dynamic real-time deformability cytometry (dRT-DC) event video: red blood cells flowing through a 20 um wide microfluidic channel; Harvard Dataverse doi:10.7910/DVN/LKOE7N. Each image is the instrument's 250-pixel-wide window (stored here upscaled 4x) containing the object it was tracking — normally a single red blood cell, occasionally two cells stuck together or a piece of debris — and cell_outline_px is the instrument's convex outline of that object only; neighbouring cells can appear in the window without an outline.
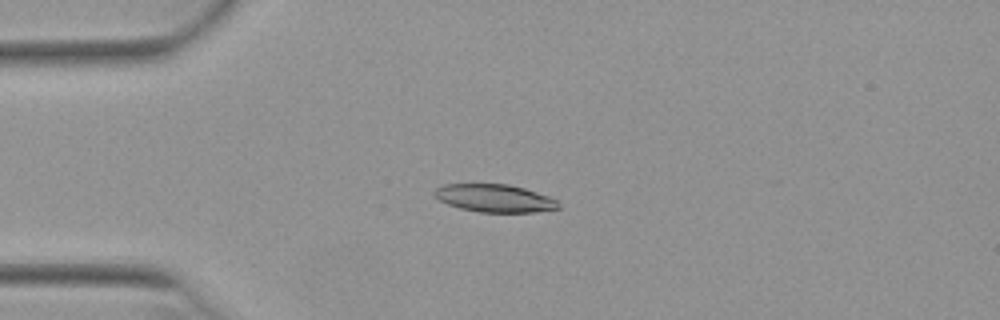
{"species": "Egyptian fruit bat (a non-hibernating species)", "species_latin": "Rousettus aegyptiacus", "temperature_condition": "warm", "stored_images_in_passage": 46, "camera_frame_rate_fps": 3000, "um_per_image_px": 0.085, "animal": {"sex": "female"}, "frame": {"image": 1, "passage_image": 7, "time_ms": 2.0, "image_size_px": [1000, 320], "cell_outline_px": [[560, 208], [536, 212], [480, 212], [460, 208], [448, 204], [440, 200], [432, 192], [436, 188], [444, 184], [508, 184], [524, 188], [548, 196], [556, 200], [560, 204]], "centroid_in_image_um": [42.05, 16.85], "position_along_channel_um": 43.0, "area_um2": 20.0}}
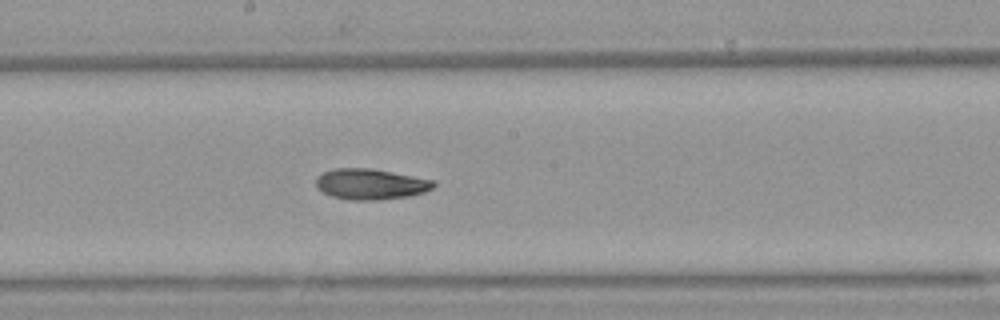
{"frame": {"image": 2, "passage_image": 22, "time_ms": 7.0, "image_size_px": [1000, 320], "cell_outline_px": [[436, 184], [432, 188], [424, 192], [408, 196], [380, 200], [348, 200], [332, 196], [316, 188], [316, 176], [332, 168], [372, 168], [432, 180]], "centroid_in_image_um": [31.46, 15.65], "position_along_channel_um": 216.7, "area_um2": 21.04}}
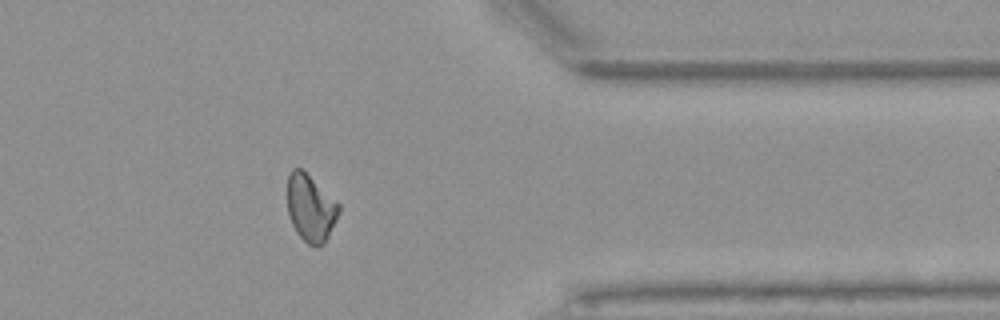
{"frame": {"image": 3, "passage_image": 36, "time_ms": 11.667, "image_size_px": [1000, 320], "cell_outline_px": [[340, 212], [324, 244], [320, 248], [316, 248], [308, 244], [296, 232], [288, 216], [288, 172], [292, 168], [304, 168], [340, 204]], "centroid_in_image_um": [26.41, 17.66], "position_along_channel_um": 385.0, "area_um2": 20.58}, "authors_computed_cell_mechanics": {"area_um2": 20.5768, "velocity_mm_per_s": 3.9453, "shape_relaxation_time_tau1_ms": 6.3658, "shape_relaxation_time_tau2_ms": 4.9162, "deformation_change_tau1": 0.2154, "deformation_change_tau2": 0.116}}